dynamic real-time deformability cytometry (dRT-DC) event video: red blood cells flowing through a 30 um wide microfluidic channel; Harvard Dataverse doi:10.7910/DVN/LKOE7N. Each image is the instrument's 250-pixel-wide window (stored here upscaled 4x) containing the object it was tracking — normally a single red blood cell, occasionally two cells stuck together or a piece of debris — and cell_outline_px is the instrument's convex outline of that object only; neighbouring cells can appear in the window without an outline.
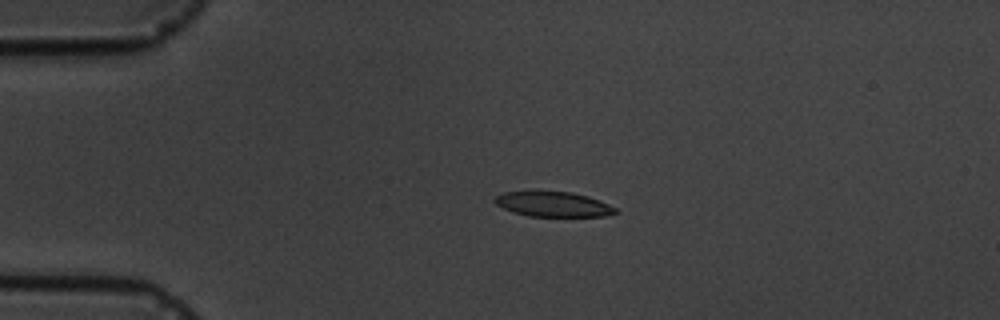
{"species": "common noctule bat (a hibernating species)", "species_latin": "Nyctalus noctula", "temperature_condition": "cold", "stored_images_in_passage": 5, "camera_frame_rate_fps": 3000, "um_per_image_px": 0.085, "animal": {"sex": "male", "body_mass_g": 19.5, "forearm_length_mm": 54.6}, "frame": {"image": 1, "passage_image": 3, "time_ms": 2.333, "image_size_px": [1000, 320], "cell_outline_px": [[620, 212], [604, 216], [528, 216], [512, 212], [496, 204], [492, 200], [496, 196], [504, 192], [572, 192], [588, 196], [600, 200], [616, 208]], "centroid_in_image_um": [47.04, 17.37], "position_along_channel_um": 38.0, "area_um2": 17.46}}
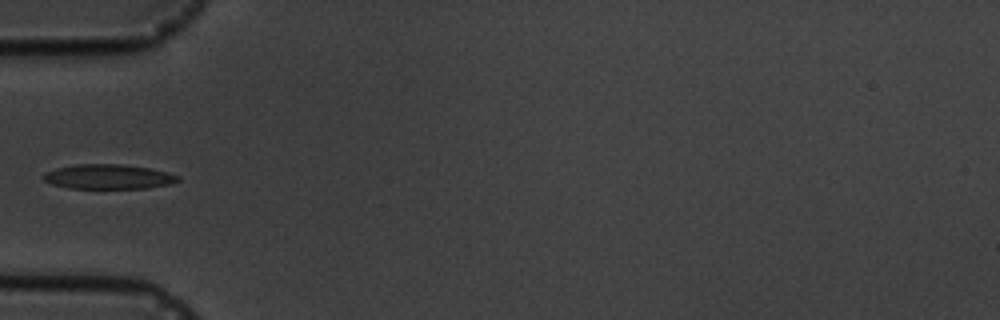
{"frame": {"image": 2, "passage_image": 5, "time_ms": 4.333, "image_size_px": [1000, 320], "cell_outline_px": [[180, 180], [168, 184], [148, 188], [68, 188], [52, 184], [44, 180], [40, 176], [44, 172], [56, 168], [76, 164], [120, 164], [148, 168], [168, 172], [180, 176]], "centroid_in_image_um": [9.17, 15.01], "position_along_channel_um": 75.8, "area_um2": 19.36}}